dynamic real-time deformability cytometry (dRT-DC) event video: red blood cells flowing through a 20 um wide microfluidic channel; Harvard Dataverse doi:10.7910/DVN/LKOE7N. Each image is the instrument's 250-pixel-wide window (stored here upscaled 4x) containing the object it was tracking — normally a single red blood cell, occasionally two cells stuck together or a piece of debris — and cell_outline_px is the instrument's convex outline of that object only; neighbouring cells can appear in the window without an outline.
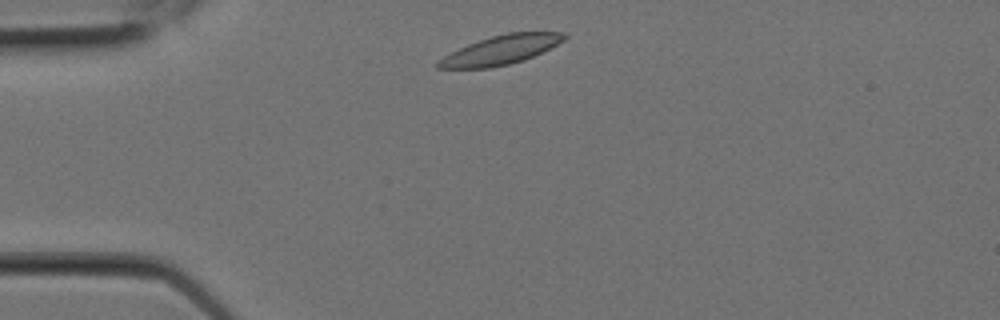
{"species": "Egyptian fruit bat (a non-hibernating species)", "species_latin": "Rousettus aegyptiacus", "temperature_condition": "room temperature", "stored_images_in_passage": 2, "camera_frame_rate_fps": 3000, "um_per_image_px": 0.085, "animal": {"sex": "female"}, "frame": {"image": 1, "passage_image": 1, "time_ms": 0.0, "image_size_px": [1000, 320], "cell_outline_px": [[568, 36], [564, 40], [524, 60], [508, 64], [488, 68], [436, 68], [436, 64], [444, 56], [468, 44], [492, 36], [508, 32], [568, 32]], "centroid_in_image_um": [42.59, 4.24], "position_along_channel_um": 42.4, "area_um2": 20.92}}